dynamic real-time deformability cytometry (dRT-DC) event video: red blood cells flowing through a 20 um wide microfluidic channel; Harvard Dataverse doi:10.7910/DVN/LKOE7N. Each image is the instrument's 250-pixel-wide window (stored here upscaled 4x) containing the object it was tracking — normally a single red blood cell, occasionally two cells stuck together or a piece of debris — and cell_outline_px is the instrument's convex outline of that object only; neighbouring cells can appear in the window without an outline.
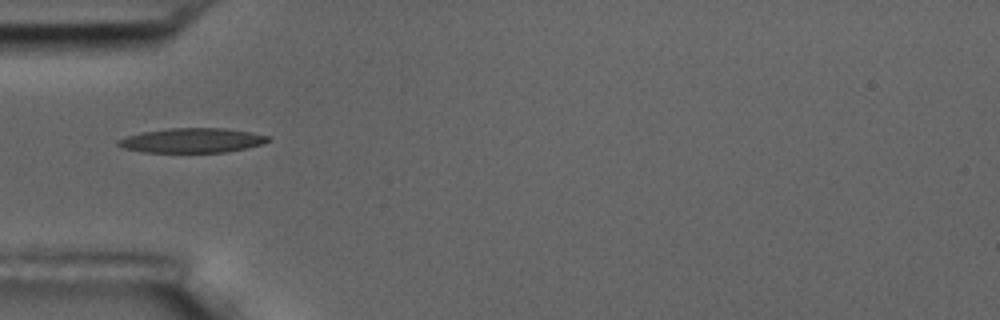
{"species": "common noctule bat (a hibernating species)", "species_latin": "Nyctalus noctula", "temperature_condition": "room temperature", "stored_images_in_passage": 11, "camera_frame_rate_fps": 3000, "um_per_image_px": 0.085, "animal": {"sex": "male", "body_mass_g": 17.5, "forearm_length_mm": 52.3}, "frame": {"image": 1, "passage_image": 4, "time_ms": 4.333, "image_size_px": [1000, 320], "cell_outline_px": [[272, 140], [248, 148], [224, 152], [144, 152], [124, 148], [116, 144], [116, 140], [140, 132], [168, 128], [224, 128], [252, 132], [272, 136]], "centroid_in_image_um": [16.36, 11.93], "position_along_channel_um": 68.6, "area_um2": 21.62}}
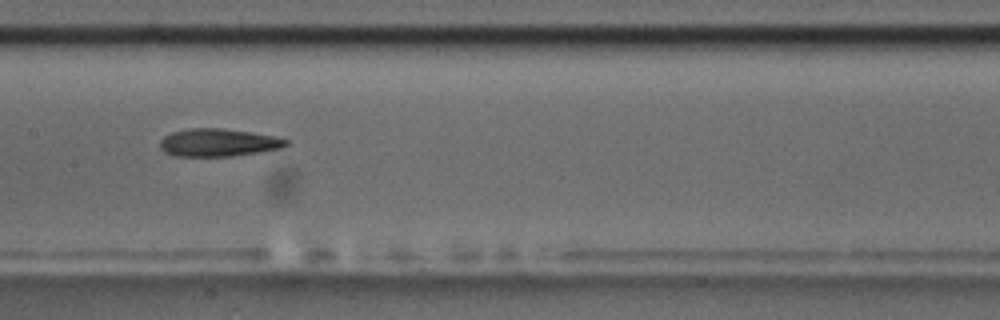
{"frame": {"image": 2, "passage_image": 7, "time_ms": 7.667, "image_size_px": [1000, 320], "cell_outline_px": [[288, 144], [284, 148], [260, 152], [232, 156], [176, 156], [164, 152], [160, 148], [160, 140], [164, 136], [172, 132], [188, 128], [220, 128], [248, 132], [272, 136], [288, 140]], "centroid_in_image_um": [18.53, 12.12], "position_along_channel_um": 188.9, "area_um2": 20.35}}
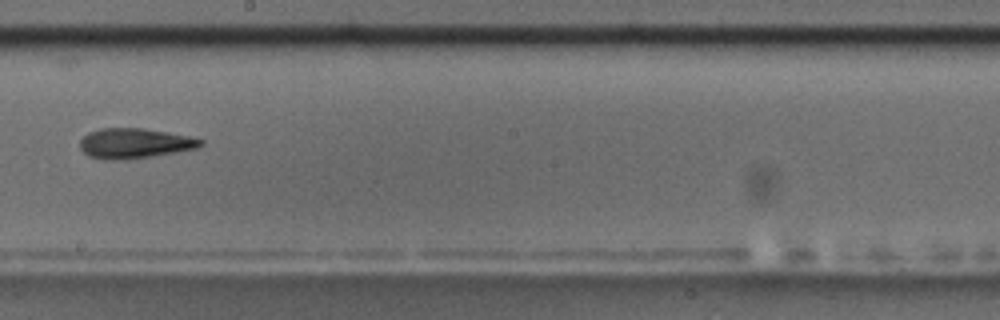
{"frame": {"image": 3, "passage_image": 8, "time_ms": 9.0, "image_size_px": [1000, 320], "cell_outline_px": [[204, 144], [196, 148], [152, 156], [128, 160], [104, 160], [88, 156], [80, 148], [80, 140], [88, 132], [100, 128], [144, 128], [168, 132], [188, 136], [204, 140]], "centroid_in_image_um": [11.41, 12.18], "position_along_channel_um": 236.8, "area_um2": 21.27}}